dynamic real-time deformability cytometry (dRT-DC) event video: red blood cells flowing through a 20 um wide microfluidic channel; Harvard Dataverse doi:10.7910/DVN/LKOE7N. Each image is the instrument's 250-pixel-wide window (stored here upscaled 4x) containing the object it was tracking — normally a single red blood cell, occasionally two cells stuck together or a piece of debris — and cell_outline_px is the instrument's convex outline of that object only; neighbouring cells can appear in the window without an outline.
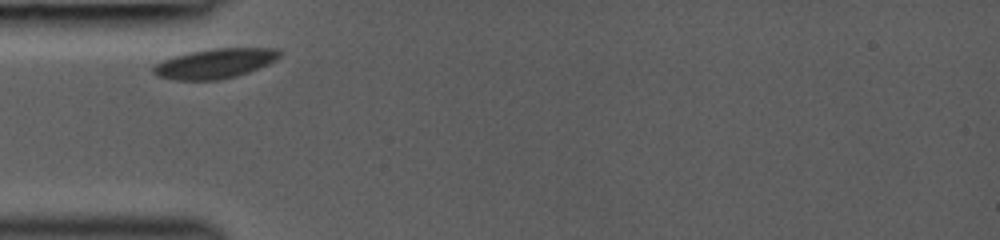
{"species": "common noctule bat (a hibernating species)", "species_latin": "Nyctalus noctula", "temperature_condition": "room temperature", "stored_images_in_passage": 10, "camera_frame_rate_fps": 3000, "um_per_image_px": 0.085, "animal": {"sex": "female", "body_mass_g": 19.0, "forearm_length_mm": 53.3}, "frame": {"image": 1, "passage_image": 1, "time_ms": 0.0, "image_size_px": [1000, 240], "cell_outline_px": [[280, 56], [276, 60], [268, 64], [248, 72], [236, 76], [220, 80], [176, 80], [160, 76], [152, 72], [152, 68], [156, 64], [164, 60], [188, 52], [212, 48], [280, 48]], "centroid_in_image_um": [18.3, 5.39], "position_along_channel_um": 66.7, "area_um2": 21.79}}
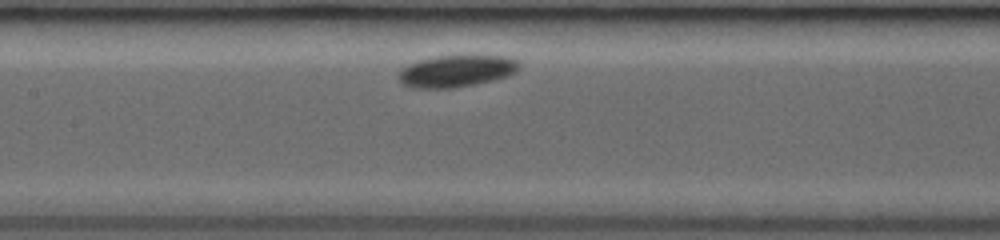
{"frame": {"image": 2, "passage_image": 6, "time_ms": 2.667, "image_size_px": [1000, 240], "cell_outline_px": [[520, 68], [516, 72], [508, 76], [476, 84], [456, 88], [412, 88], [404, 84], [400, 80], [400, 68], [408, 64], [420, 60], [436, 56], [508, 56], [520, 60]], "centroid_in_image_um": [38.84, 6.04], "position_along_channel_um": 168.6, "area_um2": 22.48}}
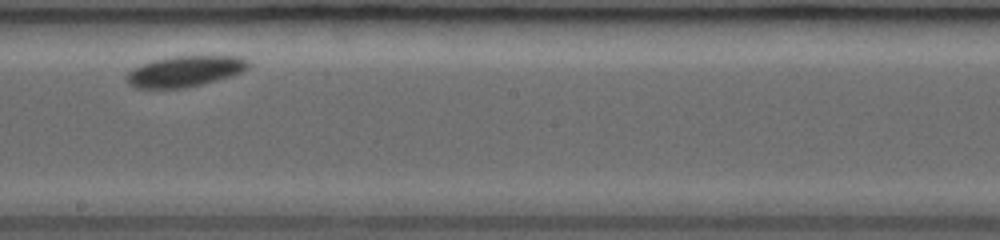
{"frame": {"image": 3, "passage_image": 9, "time_ms": 4.333, "image_size_px": [1000, 240], "cell_outline_px": [[252, 64], [244, 72], [232, 76], [204, 84], [184, 88], [136, 88], [128, 84], [124, 76], [132, 68], [140, 64], [152, 60], [172, 56], [244, 56]], "centroid_in_image_um": [15.74, 6.05], "position_along_channel_um": 232.5, "area_um2": 22.43}}